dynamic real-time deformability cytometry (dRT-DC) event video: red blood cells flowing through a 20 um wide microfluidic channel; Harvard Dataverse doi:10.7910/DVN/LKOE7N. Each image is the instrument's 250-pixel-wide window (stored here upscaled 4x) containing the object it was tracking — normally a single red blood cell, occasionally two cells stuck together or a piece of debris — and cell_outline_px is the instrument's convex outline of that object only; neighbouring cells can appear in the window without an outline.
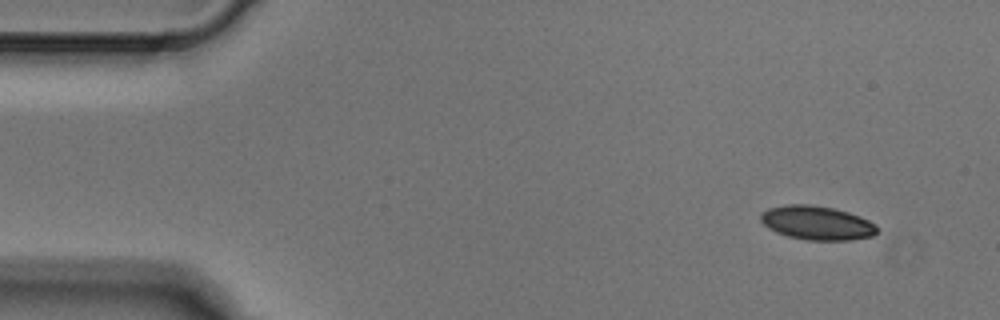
{"species": "Egyptian fruit bat (a non-hibernating species)", "species_latin": "Rousettus aegyptiacus", "temperature_condition": "cold", "stored_images_in_passage": 3, "camera_frame_rate_fps": 3000, "um_per_image_px": 0.085, "animal": {"sex": "male"}, "frame": {"image": 1, "passage_image": 1, "time_ms": 0.0, "image_size_px": [1000, 320], "cell_outline_px": [[880, 228], [872, 236], [852, 240], [808, 240], [788, 236], [776, 232], [768, 228], [760, 220], [760, 212], [768, 208], [788, 204], [808, 204], [832, 208], [848, 212], [860, 216], [876, 224]], "centroid_in_image_um": [69.44, 18.94], "position_along_channel_um": 15.6, "area_um2": 23.12}}
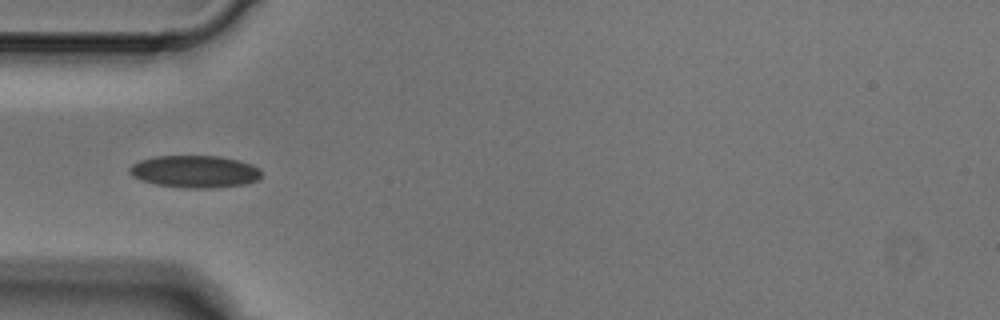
{"frame": {"image": 2, "passage_image": 3, "time_ms": 0.667, "image_size_px": [1000, 320], "cell_outline_px": [[260, 180], [244, 184], [208, 188], [188, 188], [156, 184], [140, 180], [132, 176], [128, 172], [128, 168], [132, 164], [140, 160], [152, 156], [220, 156], [240, 160], [252, 164], [260, 168]], "centroid_in_image_um": [16.55, 14.57], "position_along_channel_um": 68.5, "area_um2": 24.97}}